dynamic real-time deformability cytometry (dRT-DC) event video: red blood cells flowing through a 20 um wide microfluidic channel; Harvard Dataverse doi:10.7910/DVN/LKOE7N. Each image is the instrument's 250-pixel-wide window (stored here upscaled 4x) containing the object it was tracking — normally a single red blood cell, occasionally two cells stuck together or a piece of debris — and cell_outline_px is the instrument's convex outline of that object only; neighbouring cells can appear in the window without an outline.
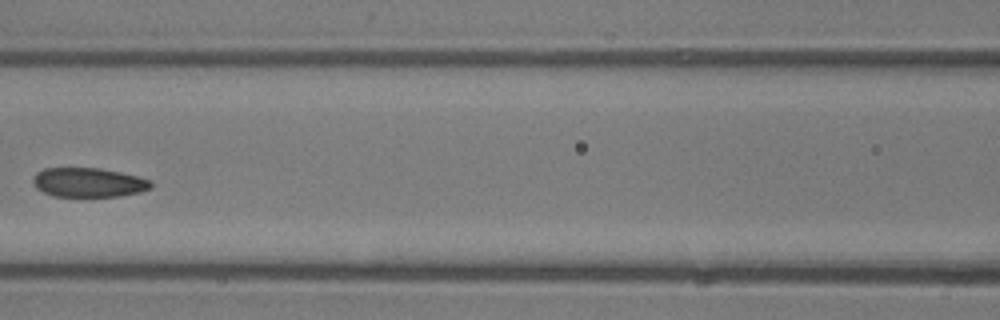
{"species": "common noctule bat (a hibernating species)", "species_latin": "Nyctalus noctula", "temperature_condition": "room temperature", "stored_images_in_passage": 6, "camera_frame_rate_fps": 3000, "um_per_image_px": 0.085, "animal": {"sex": "male", "body_mass_g": 13.3}, "frame": {"image": 1, "passage_image": 6, "time_ms": 5.667, "image_size_px": [1000, 320], "cell_outline_px": [[152, 188], [140, 192], [120, 196], [52, 196], [36, 188], [32, 184], [32, 180], [36, 172], [44, 168], [100, 168], [120, 172], [152, 180]], "centroid_in_image_um": [7.51, 15.5], "position_along_channel_um": 159.1, "area_um2": 20.23}}